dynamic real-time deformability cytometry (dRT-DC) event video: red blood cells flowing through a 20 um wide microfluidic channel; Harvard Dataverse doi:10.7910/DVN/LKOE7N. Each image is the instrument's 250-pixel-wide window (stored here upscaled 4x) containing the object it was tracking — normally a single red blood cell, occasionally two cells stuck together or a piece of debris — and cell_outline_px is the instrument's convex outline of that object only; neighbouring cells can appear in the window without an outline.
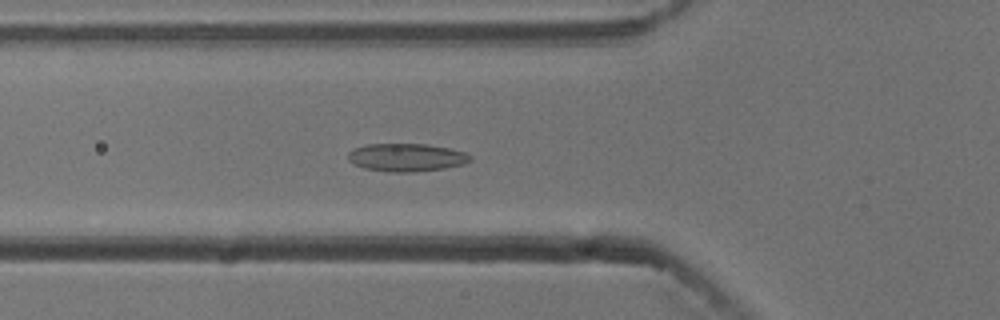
{"species": "common noctule bat (a hibernating species)", "species_latin": "Nyctalus noctula", "temperature_condition": "cold", "stored_images_in_passage": 56, "camera_frame_rate_fps": 3000, "um_per_image_px": 0.085, "animal": {"sex": "male", "body_mass_g": 13.3}, "frame": {"image": 1, "passage_image": 20, "time_ms": 6.333, "image_size_px": [1000, 320], "cell_outline_px": [[472, 160], [464, 164], [444, 168], [412, 172], [388, 172], [364, 168], [348, 160], [348, 152], [356, 148], [368, 144], [424, 144], [448, 148], [464, 152], [472, 156]], "centroid_in_image_um": [34.56, 13.38], "position_along_channel_um": 91.2, "area_um2": 19.77}}
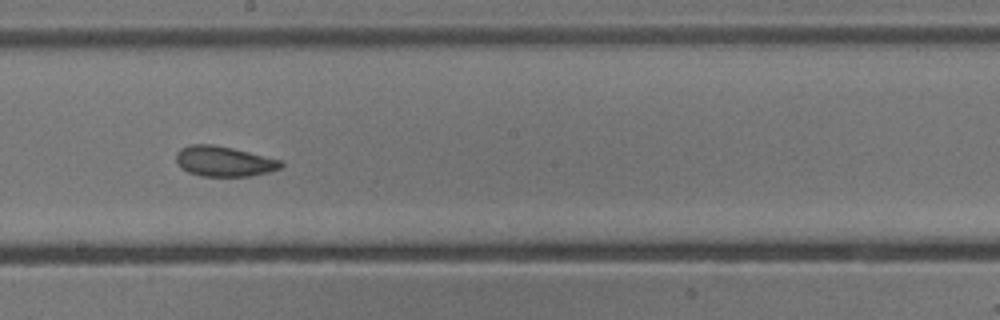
{"frame": {"image": 2, "passage_image": 31, "time_ms": 10.0, "image_size_px": [1000, 320], "cell_outline_px": [[284, 164], [280, 168], [268, 172], [252, 176], [200, 176], [188, 172], [180, 168], [176, 160], [176, 152], [180, 148], [192, 144], [212, 144], [232, 148], [284, 160]], "centroid_in_image_um": [19.04, 13.71], "position_along_channel_um": 229.2, "area_um2": 18.67}}
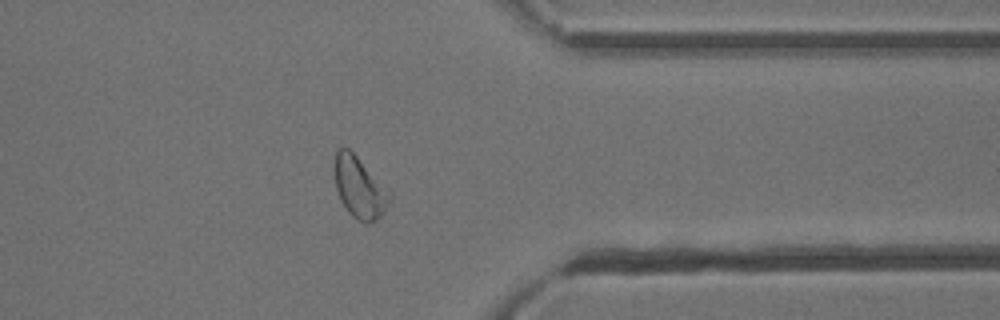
{"frame": {"image": 3, "passage_image": 44, "time_ms": 14.333, "image_size_px": [1000, 320], "cell_outline_px": [[392, 196], [384, 212], [372, 224], [364, 224], [352, 216], [348, 212], [340, 200], [336, 188], [332, 164], [336, 148], [348, 148], [392, 192]], "centroid_in_image_um": [30.53, 15.94], "position_along_channel_um": 380.9, "area_um2": 20.11}, "authors_computed_cell_mechanics": {"area_um2": 20.519, "velocity_mm_per_s": 3.7424, "shape_relaxation_time_tau1_ms": 6.6157, "shape_relaxation_time_tau2_ms": 2.2269, "deformation_change_tau1": 0.1249, "deformation_change_tau2": 0.0711}}